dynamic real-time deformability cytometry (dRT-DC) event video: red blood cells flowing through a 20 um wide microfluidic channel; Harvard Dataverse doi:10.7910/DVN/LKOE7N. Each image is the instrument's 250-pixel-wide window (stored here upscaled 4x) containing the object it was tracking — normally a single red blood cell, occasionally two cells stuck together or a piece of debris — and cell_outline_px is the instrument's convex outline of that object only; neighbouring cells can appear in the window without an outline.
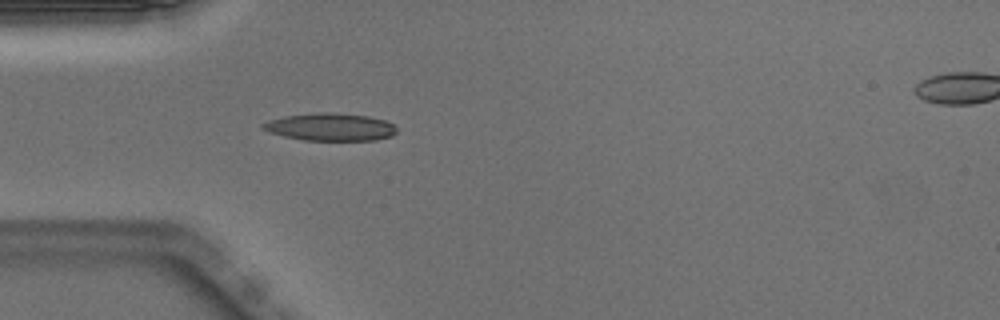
{"species": "Egyptian fruit bat (a non-hibernating species)", "species_latin": "Rousettus aegyptiacus", "temperature_condition": "warm", "stored_images_in_passage": 25, "camera_frame_rate_fps": 3000, "um_per_image_px": 0.085, "animal": {"sex": "male"}, "frame": {"image": 1, "passage_image": 4, "time_ms": 1.0, "image_size_px": [1000, 320], "cell_outline_px": [[396, 132], [392, 136], [376, 140], [304, 140], [284, 136], [268, 132], [260, 128], [260, 124], [268, 120], [284, 116], [312, 112], [332, 112], [368, 116], [384, 120], [392, 124], [396, 128]], "centroid_in_image_um": [28.03, 10.78], "position_along_channel_um": 57.0, "area_um2": 21.68}}
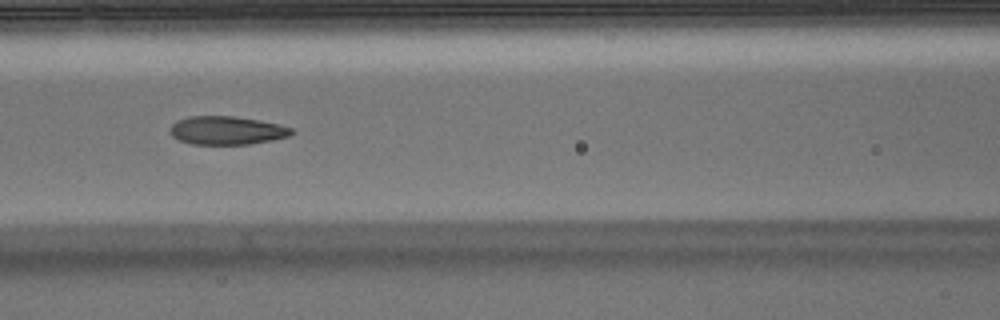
{"frame": {"image": 2, "passage_image": 11, "time_ms": 3.333, "image_size_px": [1000, 320], "cell_outline_px": [[296, 132], [288, 136], [272, 140], [248, 144], [192, 144], [180, 140], [172, 136], [168, 132], [168, 128], [176, 120], [188, 116], [232, 116], [260, 120], [280, 124], [292, 128]], "centroid_in_image_um": [19.26, 11.08], "position_along_channel_um": 147.3, "area_um2": 20.29}}
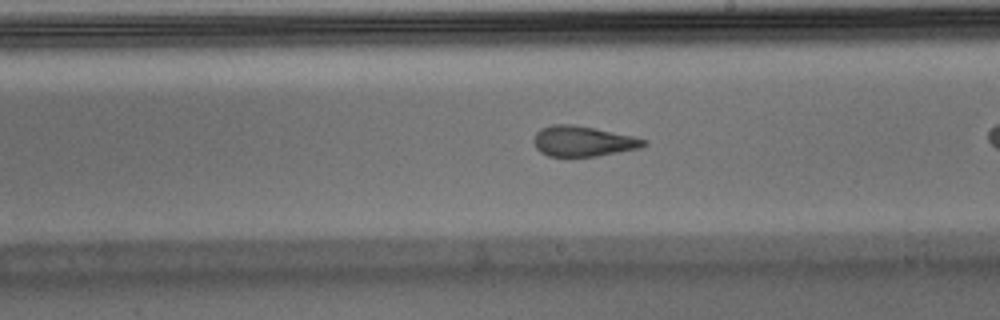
{"frame": {"image": 3, "passage_image": 15, "time_ms": 4.667, "image_size_px": [1000, 320], "cell_outline_px": [[648, 144], [640, 148], [596, 156], [548, 156], [540, 152], [536, 148], [532, 140], [536, 132], [540, 128], [552, 124], [572, 124], [596, 128], [632, 136], [648, 140]], "centroid_in_image_um": [49.53, 11.99], "position_along_channel_um": 239.5, "area_um2": 19.59}}